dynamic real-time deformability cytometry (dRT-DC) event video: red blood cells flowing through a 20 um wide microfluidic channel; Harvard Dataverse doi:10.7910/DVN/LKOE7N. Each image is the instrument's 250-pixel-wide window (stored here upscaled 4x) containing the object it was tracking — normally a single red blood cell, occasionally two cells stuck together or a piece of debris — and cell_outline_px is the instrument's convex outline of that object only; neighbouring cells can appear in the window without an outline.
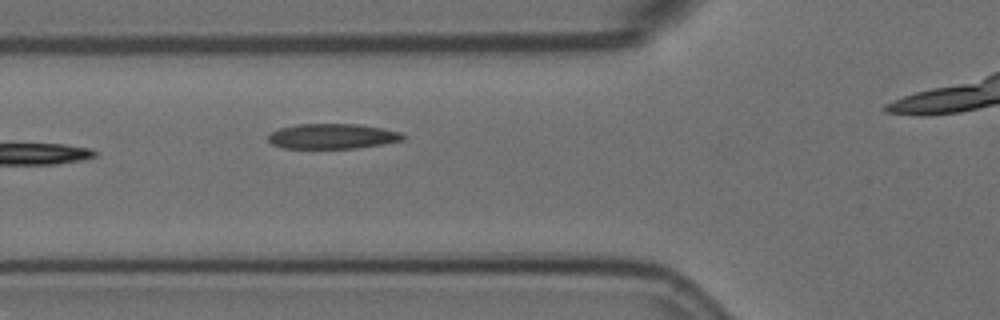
{"species": "Egyptian fruit bat (a non-hibernating species)", "species_latin": "Rousettus aegyptiacus", "temperature_condition": "room temperature", "stored_images_in_passage": 3, "camera_frame_rate_fps": 3000, "um_per_image_px": 0.085, "animal": {"sex": "female"}, "frame": {"image": 1, "passage_image": 2, "time_ms": 0.333, "image_size_px": [1000, 320], "cell_outline_px": [[408, 136], [404, 140], [360, 148], [284, 148], [272, 144], [268, 140], [268, 136], [272, 132], [280, 128], [296, 124], [360, 124], [400, 132]], "centroid_in_image_um": [28.29, 11.58], "position_along_channel_um": 97.5, "area_um2": 19.77}}